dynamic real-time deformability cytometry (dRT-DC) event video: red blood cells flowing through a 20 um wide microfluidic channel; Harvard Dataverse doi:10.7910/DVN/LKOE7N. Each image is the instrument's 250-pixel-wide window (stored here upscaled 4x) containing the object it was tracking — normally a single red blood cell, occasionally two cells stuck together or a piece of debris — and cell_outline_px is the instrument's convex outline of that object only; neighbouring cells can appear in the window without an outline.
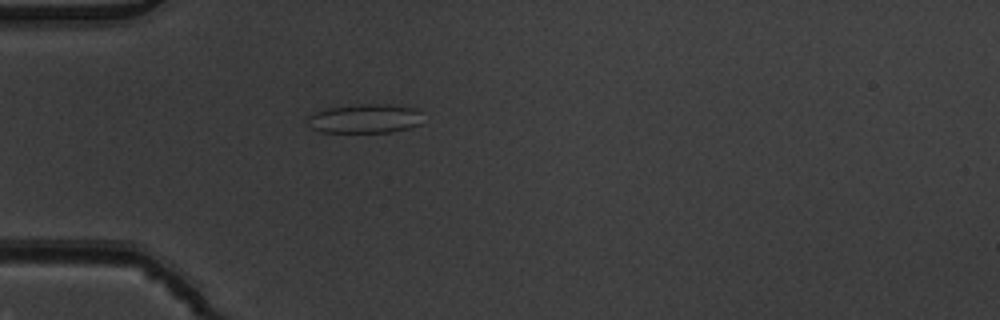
{"species": "common noctule bat (a hibernating species)", "species_latin": "Nyctalus noctula", "temperature_condition": "warm", "stored_images_in_passage": 4, "camera_frame_rate_fps": 3000, "um_per_image_px": 0.085, "animal": {"sex": "male", "body_mass_g": 19.5, "forearm_length_mm": 54.6}, "frame": {"image": 1, "passage_image": 4, "time_ms": 1.0, "image_size_px": [1000, 320], "cell_outline_px": [[420, 124], [408, 128], [392, 132], [320, 132], [312, 128], [308, 124], [308, 116], [316, 112], [328, 108], [360, 104], [388, 104], [416, 108], [420, 112]], "centroid_in_image_um": [31.02, 10.08], "position_along_channel_um": 54.0, "area_um2": 19.48}}